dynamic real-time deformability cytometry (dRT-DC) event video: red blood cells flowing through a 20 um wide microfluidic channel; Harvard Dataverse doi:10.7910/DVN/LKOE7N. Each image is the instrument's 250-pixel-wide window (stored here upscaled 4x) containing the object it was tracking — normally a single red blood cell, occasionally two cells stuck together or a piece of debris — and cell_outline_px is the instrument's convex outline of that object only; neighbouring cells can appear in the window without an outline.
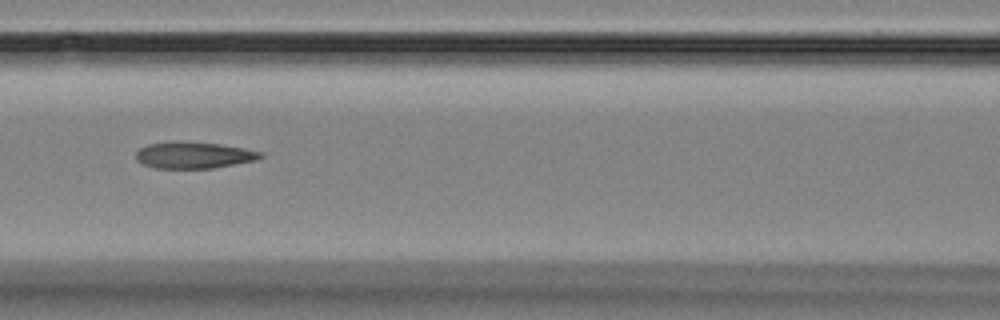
{"species": "Egyptian fruit bat (a non-hibernating species)", "species_latin": "Rousettus aegyptiacus", "temperature_condition": "room temperature", "stored_images_in_passage": 6, "camera_frame_rate_fps": 3000, "um_per_image_px": 0.085, "animal": {"sex": "female"}, "frame": {"image": 1, "passage_image": 6, "time_ms": 6.333, "image_size_px": [1000, 320], "cell_outline_px": [[264, 156], [256, 160], [212, 168], [152, 168], [136, 160], [136, 152], [140, 148], [148, 144], [172, 140], [184, 140], [220, 144], [244, 148], [264, 152]], "centroid_in_image_um": [16.46, 13.16], "position_along_channel_um": 150.1, "area_um2": 19.59}}